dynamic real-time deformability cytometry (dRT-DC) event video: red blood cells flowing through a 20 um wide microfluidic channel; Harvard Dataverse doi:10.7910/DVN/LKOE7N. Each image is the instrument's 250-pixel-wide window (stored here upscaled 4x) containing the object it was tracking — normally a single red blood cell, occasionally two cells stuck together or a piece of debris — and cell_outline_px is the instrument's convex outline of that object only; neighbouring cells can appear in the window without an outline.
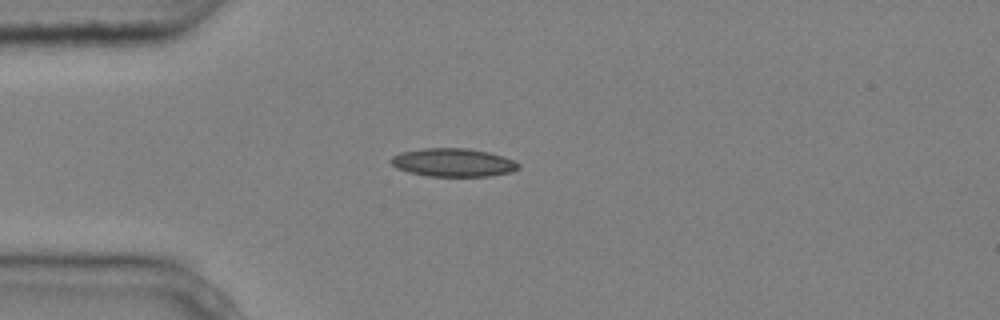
{"species": "common noctule bat (a hibernating species)", "species_latin": "Nyctalus noctula", "temperature_condition": "cold", "stored_images_in_passage": 4, "camera_frame_rate_fps": 3000, "um_per_image_px": 0.085, "animal": {"sex": "male", "body_mass_g": 20.4}, "frame": {"image": 1, "passage_image": 1, "time_ms": 0.0, "image_size_px": [1000, 320], "cell_outline_px": [[520, 168], [512, 172], [488, 176], [428, 176], [408, 172], [396, 168], [388, 160], [392, 156], [400, 152], [424, 148], [468, 148], [488, 152], [504, 156], [520, 164]], "centroid_in_image_um": [38.5, 13.81], "position_along_channel_um": 46.5, "area_um2": 21.15}}
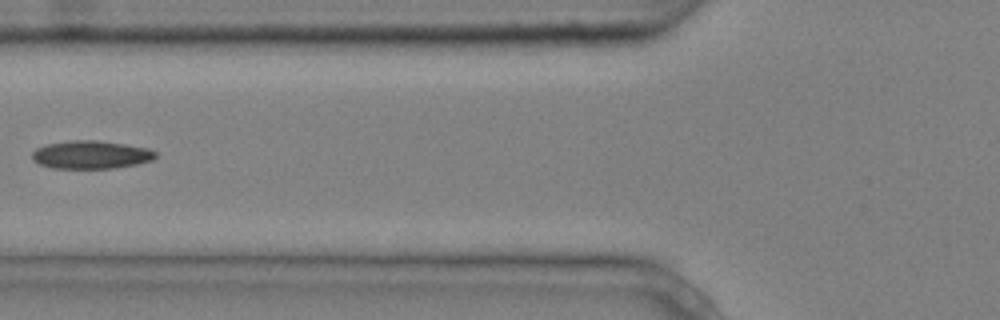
{"frame": {"image": 2, "passage_image": 3, "time_ms": 0.667, "image_size_px": [1000, 320], "cell_outline_px": [[156, 156], [152, 160], [136, 164], [116, 168], [52, 168], [40, 164], [32, 160], [32, 152], [36, 148], [44, 144], [72, 140], [96, 140], [124, 144], [148, 148], [156, 152]], "centroid_in_image_um": [7.7, 13.15], "position_along_channel_um": 118.1, "area_um2": 20.23}}